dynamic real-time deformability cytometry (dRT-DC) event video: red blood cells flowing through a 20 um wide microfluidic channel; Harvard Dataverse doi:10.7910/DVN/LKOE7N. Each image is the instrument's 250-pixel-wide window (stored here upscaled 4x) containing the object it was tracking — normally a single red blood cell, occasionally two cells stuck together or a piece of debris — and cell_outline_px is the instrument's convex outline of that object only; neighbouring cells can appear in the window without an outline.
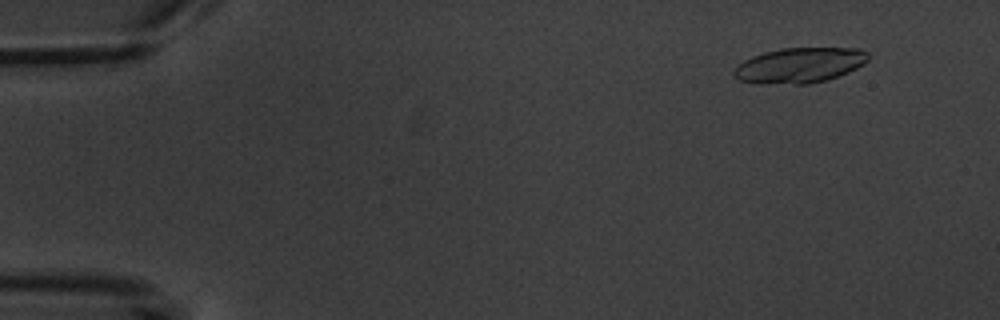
{"species": "common noctule bat (a hibernating species)", "species_latin": "Nyctalus noctula", "temperature_condition": "warm", "stored_images_in_passage": 7, "segment_of_instrument_passage": [1, 2], "camera_frame_rate_fps": 3000, "um_per_image_px": 0.085, "animal": {"sex": "male", "body_mass_g": 20.1, "forearm_length_mm": 53.5}, "frame": {"image": 1, "passage_image": 2, "time_ms": 1.0, "image_size_px": [1000, 320], "cell_outline_px": [[868, 60], [864, 64], [848, 72], [824, 80], [808, 84], [760, 84], [736, 80], [732, 76], [732, 72], [744, 60], [752, 56], [764, 52], [780, 48], [860, 48], [868, 52]], "centroid_in_image_um": [67.93, 5.55], "position_along_channel_um": 17.1, "area_um2": 27.74}}